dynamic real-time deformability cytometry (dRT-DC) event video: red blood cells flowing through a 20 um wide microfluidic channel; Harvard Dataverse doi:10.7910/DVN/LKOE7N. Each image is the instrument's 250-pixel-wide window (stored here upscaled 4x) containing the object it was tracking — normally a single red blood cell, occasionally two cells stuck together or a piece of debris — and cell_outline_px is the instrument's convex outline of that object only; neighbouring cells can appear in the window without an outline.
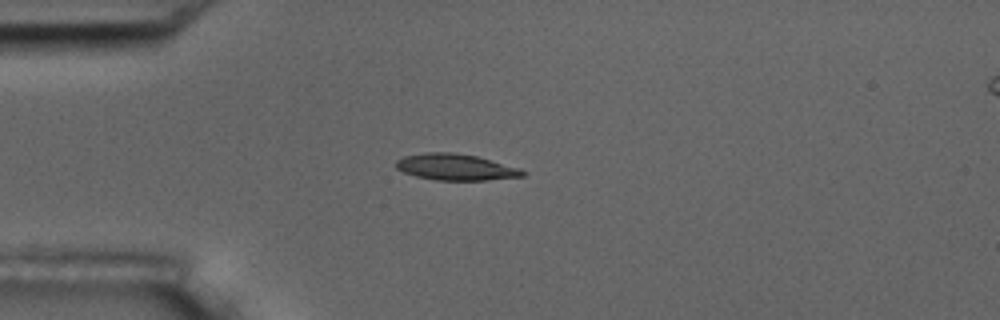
{"species": "common noctule bat (a hibernating species)", "species_latin": "Nyctalus noctula", "temperature_condition": "room temperature", "stored_images_in_passage": 14, "camera_frame_rate_fps": 3000, "um_per_image_px": 0.085, "animal": {"sex": "male", "body_mass_g": 17.5, "forearm_length_mm": 52.3}, "frame": {"image": 1, "passage_image": 3, "time_ms": 0.667, "image_size_px": [1000, 320], "cell_outline_px": [[528, 172], [524, 176], [488, 180], [436, 180], [416, 176], [404, 172], [396, 168], [396, 160], [404, 156], [424, 152], [452, 152], [476, 156], [520, 168]], "centroid_in_image_um": [38.74, 14.2], "position_along_channel_um": 46.3, "area_um2": 19.42}}
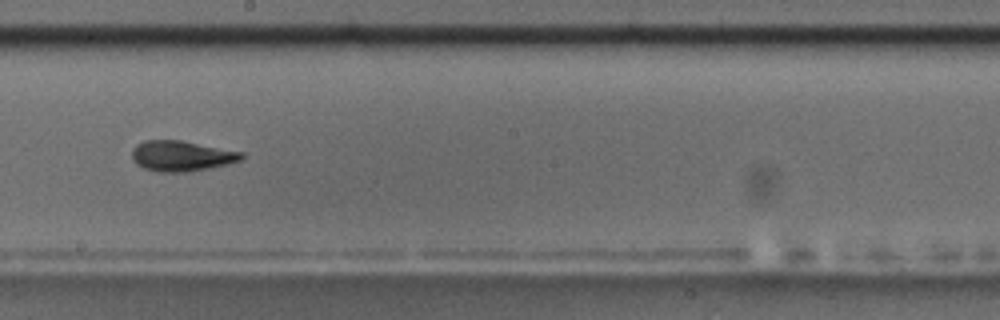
{"frame": {"image": 2, "passage_image": 8, "time_ms": 2.333, "image_size_px": [1000, 320], "cell_outline_px": [[244, 156], [240, 160], [228, 164], [188, 172], [160, 172], [144, 168], [136, 164], [132, 160], [132, 148], [136, 144], [144, 140], [180, 140], [244, 152]], "centroid_in_image_um": [15.4, 13.25], "position_along_channel_um": 232.8, "area_um2": 19.54}}
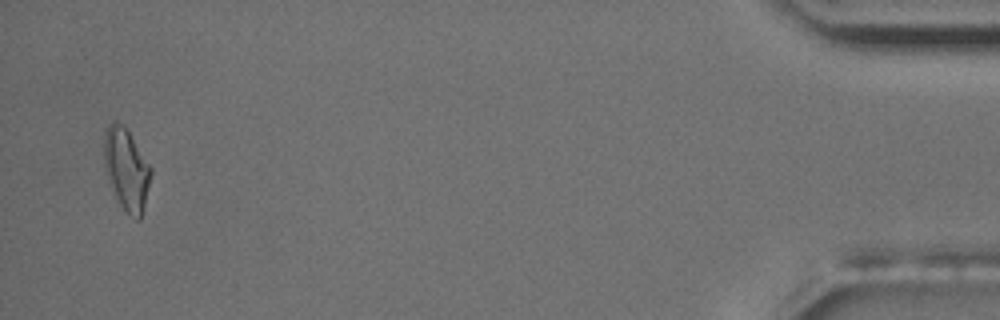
{"frame": {"image": 3, "passage_image": 14, "time_ms": 4.333, "image_size_px": [1000, 320], "cell_outline_px": [[152, 172], [140, 220], [136, 220], [128, 216], [112, 192], [104, 168], [104, 132], [108, 124], [112, 120], [116, 120], [128, 132], [152, 168]], "centroid_in_image_um": [10.72, 14.41], "position_along_channel_um": 424.5, "area_um2": 22.31}}